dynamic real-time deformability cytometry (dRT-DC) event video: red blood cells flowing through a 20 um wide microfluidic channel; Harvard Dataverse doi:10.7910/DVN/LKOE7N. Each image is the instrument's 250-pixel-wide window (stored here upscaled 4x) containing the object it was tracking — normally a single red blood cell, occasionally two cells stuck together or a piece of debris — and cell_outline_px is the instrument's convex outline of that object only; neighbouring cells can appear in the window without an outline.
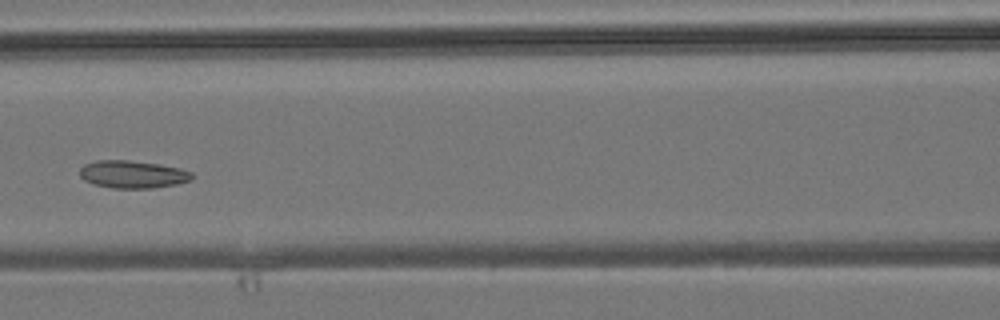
{"species": "common noctule bat (a hibernating species)", "species_latin": "Nyctalus noctula", "temperature_condition": "room temperature", "stored_images_in_passage": 6, "camera_frame_rate_fps": 3000, "um_per_image_px": 0.085, "animal": {"sex": "male", "body_mass_g": 19.2, "forearm_length_mm": 51.8}, "frame": {"image": 1, "passage_image": 6, "time_ms": 6.667, "image_size_px": [1000, 320], "cell_outline_px": [[192, 180], [176, 184], [152, 188], [112, 188], [96, 184], [84, 180], [80, 176], [80, 168], [84, 164], [96, 160], [128, 160], [160, 164], [180, 168], [192, 172]], "centroid_in_image_um": [11.28, 14.81], "position_along_channel_um": 155.3, "area_um2": 18.03}}